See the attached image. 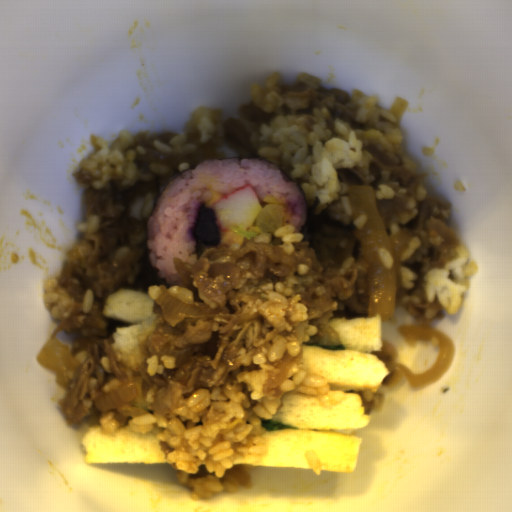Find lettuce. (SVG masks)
<instances>
[{
    "label": "lettuce",
    "instance_id": "obj_1",
    "mask_svg": "<svg viewBox=\"0 0 512 512\" xmlns=\"http://www.w3.org/2000/svg\"><path fill=\"white\" fill-rule=\"evenodd\" d=\"M262 425L264 426V431H285V430H294L298 427L293 426L291 424H287L284 422H280L273 419H262Z\"/></svg>",
    "mask_w": 512,
    "mask_h": 512
},
{
    "label": "lettuce",
    "instance_id": "obj_2",
    "mask_svg": "<svg viewBox=\"0 0 512 512\" xmlns=\"http://www.w3.org/2000/svg\"><path fill=\"white\" fill-rule=\"evenodd\" d=\"M308 345L315 346V347H318V348H321V349H325V350H328V351H339V350H342V349H346L340 343L339 344H334V345H321L319 343H312V341L310 340V341H308Z\"/></svg>",
    "mask_w": 512,
    "mask_h": 512
}]
</instances>
